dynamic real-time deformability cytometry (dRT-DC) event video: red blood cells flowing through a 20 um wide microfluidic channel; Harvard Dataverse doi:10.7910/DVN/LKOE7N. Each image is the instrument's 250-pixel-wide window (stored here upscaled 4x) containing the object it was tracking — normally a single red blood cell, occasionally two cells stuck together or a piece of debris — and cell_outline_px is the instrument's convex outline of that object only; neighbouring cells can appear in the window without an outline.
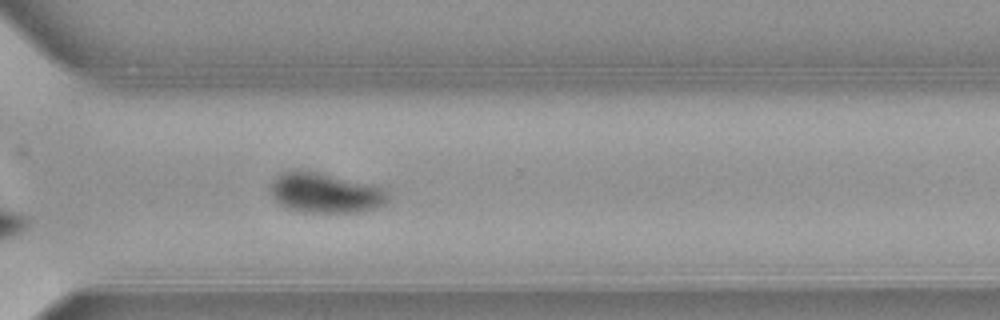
{"species": "common noctule bat (a hibernating species)", "species_latin": "Nyctalus noctula", "temperature_condition": "warm", "stored_images_in_passage": 35, "camera_frame_rate_fps": 3000, "um_per_image_px": 0.085, "animal": {"sex": "female", "body_mass_g": 21.9}, "frame": {"image": 1, "passage_image": 25, "time_ms": 8.0, "image_size_px": [1000, 320], "cell_outline_px": [[392, 196], [384, 204], [376, 208], [360, 212], [300, 212], [288, 208], [280, 204], [272, 196], [268, 188], [268, 184], [280, 172], [296, 168], [304, 168], [376, 184], [384, 188]], "centroid_in_image_um": [27.64, 16.34], "position_along_channel_um": 343.0, "area_um2": 28.67}, "authors_computed_cell_mechanics": {"area_um2": 28.9578, "velocity_mm_per_s": 3.874, "shape_relaxation_time_tau1_ms": 1.5436, "shape_relaxation_time_tau2_ms": null, "deformation_change_tau1": 0.1483, "deformation_change_tau2": null}}